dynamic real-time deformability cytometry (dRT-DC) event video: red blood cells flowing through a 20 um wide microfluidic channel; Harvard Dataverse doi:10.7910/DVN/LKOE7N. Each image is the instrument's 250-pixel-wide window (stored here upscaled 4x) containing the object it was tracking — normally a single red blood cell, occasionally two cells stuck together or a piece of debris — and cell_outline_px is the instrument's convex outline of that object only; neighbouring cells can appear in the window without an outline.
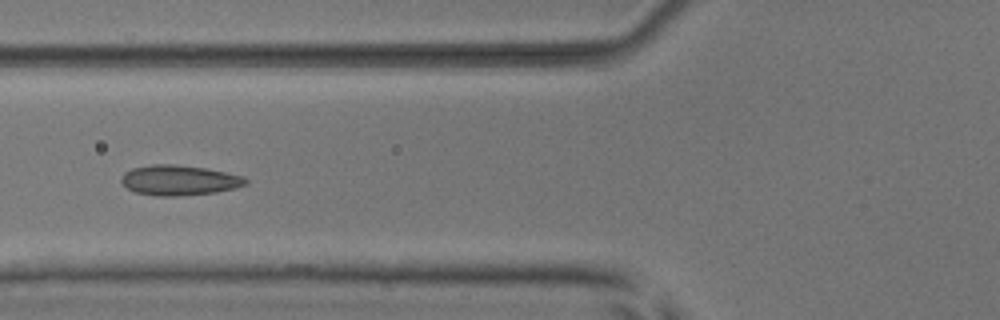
{"species": "common noctule bat (a hibernating species)", "species_latin": "Nyctalus noctula", "temperature_condition": "room temperature", "stored_images_in_passage": 5, "camera_frame_rate_fps": 3000, "um_per_image_px": 0.085, "animal": {"sex": "male", "body_mass_g": 17.9, "forearm_length_mm": 54.2}, "frame": {"image": 1, "passage_image": 5, "time_ms": 4.667, "image_size_px": [1000, 320], "cell_outline_px": [[248, 184], [236, 188], [216, 192], [180, 196], [156, 196], [136, 192], [128, 188], [120, 180], [124, 172], [132, 168], [152, 164], [172, 164], [204, 168], [244, 176], [248, 180]], "centroid_in_image_um": [15.24, 15.32], "position_along_channel_um": 110.6, "area_um2": 21.85}}